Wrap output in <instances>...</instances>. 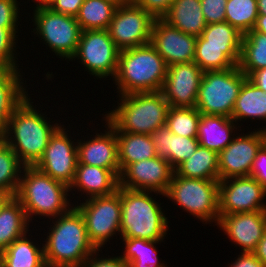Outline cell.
I'll return each instance as SVG.
<instances>
[{
  "mask_svg": "<svg viewBox=\"0 0 266 267\" xmlns=\"http://www.w3.org/2000/svg\"><path fill=\"white\" fill-rule=\"evenodd\" d=\"M29 95L15 108L3 134L4 142L12 148L20 162L24 166H35L51 136L62 124L55 122L56 119L51 121L46 112L37 109V105H33L34 98Z\"/></svg>",
  "mask_w": 266,
  "mask_h": 267,
  "instance_id": "1",
  "label": "cell"
},
{
  "mask_svg": "<svg viewBox=\"0 0 266 267\" xmlns=\"http://www.w3.org/2000/svg\"><path fill=\"white\" fill-rule=\"evenodd\" d=\"M51 220L53 224L43 239L46 266L80 267L96 250L89 240L82 214L73 206Z\"/></svg>",
  "mask_w": 266,
  "mask_h": 267,
  "instance_id": "2",
  "label": "cell"
},
{
  "mask_svg": "<svg viewBox=\"0 0 266 267\" xmlns=\"http://www.w3.org/2000/svg\"><path fill=\"white\" fill-rule=\"evenodd\" d=\"M69 186L43 173L35 166H24L15 198L23 206L28 221L48 217L54 219L74 206ZM69 196V197H68ZM39 216V217H37Z\"/></svg>",
  "mask_w": 266,
  "mask_h": 267,
  "instance_id": "3",
  "label": "cell"
},
{
  "mask_svg": "<svg viewBox=\"0 0 266 267\" xmlns=\"http://www.w3.org/2000/svg\"><path fill=\"white\" fill-rule=\"evenodd\" d=\"M118 106L104 115L115 132L151 135L157 128L166 125L170 105L161 91L137 92L118 95Z\"/></svg>",
  "mask_w": 266,
  "mask_h": 267,
  "instance_id": "4",
  "label": "cell"
},
{
  "mask_svg": "<svg viewBox=\"0 0 266 267\" xmlns=\"http://www.w3.org/2000/svg\"><path fill=\"white\" fill-rule=\"evenodd\" d=\"M167 67L151 43L120 50L118 68L113 79L117 94L161 91Z\"/></svg>",
  "mask_w": 266,
  "mask_h": 267,
  "instance_id": "5",
  "label": "cell"
},
{
  "mask_svg": "<svg viewBox=\"0 0 266 267\" xmlns=\"http://www.w3.org/2000/svg\"><path fill=\"white\" fill-rule=\"evenodd\" d=\"M152 192L121 187L120 238L153 241L167 238L170 221L163 210L164 206Z\"/></svg>",
  "mask_w": 266,
  "mask_h": 267,
  "instance_id": "6",
  "label": "cell"
},
{
  "mask_svg": "<svg viewBox=\"0 0 266 267\" xmlns=\"http://www.w3.org/2000/svg\"><path fill=\"white\" fill-rule=\"evenodd\" d=\"M164 197L203 224L219 220V180L184 178L174 172Z\"/></svg>",
  "mask_w": 266,
  "mask_h": 267,
  "instance_id": "7",
  "label": "cell"
},
{
  "mask_svg": "<svg viewBox=\"0 0 266 267\" xmlns=\"http://www.w3.org/2000/svg\"><path fill=\"white\" fill-rule=\"evenodd\" d=\"M246 78L238 66L226 70L204 71L196 108L201 114L231 118L236 99Z\"/></svg>",
  "mask_w": 266,
  "mask_h": 267,
  "instance_id": "8",
  "label": "cell"
},
{
  "mask_svg": "<svg viewBox=\"0 0 266 267\" xmlns=\"http://www.w3.org/2000/svg\"><path fill=\"white\" fill-rule=\"evenodd\" d=\"M32 32L43 42L53 55L70 61L74 56L82 34L74 16L53 12L48 7L34 8ZM41 38V39H40Z\"/></svg>",
  "mask_w": 266,
  "mask_h": 267,
  "instance_id": "9",
  "label": "cell"
},
{
  "mask_svg": "<svg viewBox=\"0 0 266 267\" xmlns=\"http://www.w3.org/2000/svg\"><path fill=\"white\" fill-rule=\"evenodd\" d=\"M78 202L74 206L82 214L89 240L96 249H104L115 236L117 239L121 225V187L112 194Z\"/></svg>",
  "mask_w": 266,
  "mask_h": 267,
  "instance_id": "10",
  "label": "cell"
},
{
  "mask_svg": "<svg viewBox=\"0 0 266 267\" xmlns=\"http://www.w3.org/2000/svg\"><path fill=\"white\" fill-rule=\"evenodd\" d=\"M120 49L110 38L108 30L82 31L77 50L70 61L77 59L85 71L96 79H114L119 60Z\"/></svg>",
  "mask_w": 266,
  "mask_h": 267,
  "instance_id": "11",
  "label": "cell"
},
{
  "mask_svg": "<svg viewBox=\"0 0 266 267\" xmlns=\"http://www.w3.org/2000/svg\"><path fill=\"white\" fill-rule=\"evenodd\" d=\"M154 21L149 12L131 2L117 7L107 30L115 45L124 50L150 43Z\"/></svg>",
  "mask_w": 266,
  "mask_h": 267,
  "instance_id": "12",
  "label": "cell"
},
{
  "mask_svg": "<svg viewBox=\"0 0 266 267\" xmlns=\"http://www.w3.org/2000/svg\"><path fill=\"white\" fill-rule=\"evenodd\" d=\"M64 126L61 125L51 136L43 156L35 167L70 186L78 164V152L76 139L73 140L71 131Z\"/></svg>",
  "mask_w": 266,
  "mask_h": 267,
  "instance_id": "13",
  "label": "cell"
},
{
  "mask_svg": "<svg viewBox=\"0 0 266 267\" xmlns=\"http://www.w3.org/2000/svg\"><path fill=\"white\" fill-rule=\"evenodd\" d=\"M265 198L266 189L254 177L219 181V215L266 211Z\"/></svg>",
  "mask_w": 266,
  "mask_h": 267,
  "instance_id": "14",
  "label": "cell"
},
{
  "mask_svg": "<svg viewBox=\"0 0 266 267\" xmlns=\"http://www.w3.org/2000/svg\"><path fill=\"white\" fill-rule=\"evenodd\" d=\"M174 168L159 156L129 164L119 176V187L131 190L153 191V194L165 196Z\"/></svg>",
  "mask_w": 266,
  "mask_h": 267,
  "instance_id": "15",
  "label": "cell"
},
{
  "mask_svg": "<svg viewBox=\"0 0 266 267\" xmlns=\"http://www.w3.org/2000/svg\"><path fill=\"white\" fill-rule=\"evenodd\" d=\"M248 133H237L232 142L218 154L219 181L250 176L255 157L264 145L260 129Z\"/></svg>",
  "mask_w": 266,
  "mask_h": 267,
  "instance_id": "16",
  "label": "cell"
},
{
  "mask_svg": "<svg viewBox=\"0 0 266 267\" xmlns=\"http://www.w3.org/2000/svg\"><path fill=\"white\" fill-rule=\"evenodd\" d=\"M203 71L195 62L167 67L161 93L171 107L196 108Z\"/></svg>",
  "mask_w": 266,
  "mask_h": 267,
  "instance_id": "17",
  "label": "cell"
},
{
  "mask_svg": "<svg viewBox=\"0 0 266 267\" xmlns=\"http://www.w3.org/2000/svg\"><path fill=\"white\" fill-rule=\"evenodd\" d=\"M196 40V36L180 31L162 18H156L153 22L150 43L167 66L194 62Z\"/></svg>",
  "mask_w": 266,
  "mask_h": 267,
  "instance_id": "18",
  "label": "cell"
},
{
  "mask_svg": "<svg viewBox=\"0 0 266 267\" xmlns=\"http://www.w3.org/2000/svg\"><path fill=\"white\" fill-rule=\"evenodd\" d=\"M215 225L241 252H253L266 231V211L220 215Z\"/></svg>",
  "mask_w": 266,
  "mask_h": 267,
  "instance_id": "19",
  "label": "cell"
},
{
  "mask_svg": "<svg viewBox=\"0 0 266 267\" xmlns=\"http://www.w3.org/2000/svg\"><path fill=\"white\" fill-rule=\"evenodd\" d=\"M105 123L103 127L106 129L103 130V133L102 131L98 133L95 129V133L90 136V139L87 138L85 141V136L76 140L78 163L109 169L120 176L116 132L107 121Z\"/></svg>",
  "mask_w": 266,
  "mask_h": 267,
  "instance_id": "20",
  "label": "cell"
},
{
  "mask_svg": "<svg viewBox=\"0 0 266 267\" xmlns=\"http://www.w3.org/2000/svg\"><path fill=\"white\" fill-rule=\"evenodd\" d=\"M118 187L119 176L114 171L98 166L78 163L69 190L74 197L75 194L73 191H75V189L77 194L81 192V194H79L80 196L76 198H82L85 195L82 199L85 200L95 196L112 194L118 190Z\"/></svg>",
  "mask_w": 266,
  "mask_h": 267,
  "instance_id": "21",
  "label": "cell"
},
{
  "mask_svg": "<svg viewBox=\"0 0 266 267\" xmlns=\"http://www.w3.org/2000/svg\"><path fill=\"white\" fill-rule=\"evenodd\" d=\"M241 126L242 123L241 125L237 124L232 118L223 115L201 114L197 128V140L200 146L219 154L232 142L234 136L237 135L235 133L242 131Z\"/></svg>",
  "mask_w": 266,
  "mask_h": 267,
  "instance_id": "22",
  "label": "cell"
},
{
  "mask_svg": "<svg viewBox=\"0 0 266 267\" xmlns=\"http://www.w3.org/2000/svg\"><path fill=\"white\" fill-rule=\"evenodd\" d=\"M157 156L166 159L174 170L186 161L197 149V137L173 134L166 125L157 128L151 135Z\"/></svg>",
  "mask_w": 266,
  "mask_h": 267,
  "instance_id": "23",
  "label": "cell"
},
{
  "mask_svg": "<svg viewBox=\"0 0 266 267\" xmlns=\"http://www.w3.org/2000/svg\"><path fill=\"white\" fill-rule=\"evenodd\" d=\"M21 70L0 69V133L5 132L15 108L29 94Z\"/></svg>",
  "mask_w": 266,
  "mask_h": 267,
  "instance_id": "24",
  "label": "cell"
},
{
  "mask_svg": "<svg viewBox=\"0 0 266 267\" xmlns=\"http://www.w3.org/2000/svg\"><path fill=\"white\" fill-rule=\"evenodd\" d=\"M162 19L180 31L196 37L201 36L207 26L200 0H173Z\"/></svg>",
  "mask_w": 266,
  "mask_h": 267,
  "instance_id": "25",
  "label": "cell"
},
{
  "mask_svg": "<svg viewBox=\"0 0 266 267\" xmlns=\"http://www.w3.org/2000/svg\"><path fill=\"white\" fill-rule=\"evenodd\" d=\"M231 118L237 124L245 122L246 119L266 122V92L246 78L236 99Z\"/></svg>",
  "mask_w": 266,
  "mask_h": 267,
  "instance_id": "26",
  "label": "cell"
},
{
  "mask_svg": "<svg viewBox=\"0 0 266 267\" xmlns=\"http://www.w3.org/2000/svg\"><path fill=\"white\" fill-rule=\"evenodd\" d=\"M14 240L1 252L4 267H47L44 258V246L29 238L31 234ZM39 245V246H38Z\"/></svg>",
  "mask_w": 266,
  "mask_h": 267,
  "instance_id": "27",
  "label": "cell"
},
{
  "mask_svg": "<svg viewBox=\"0 0 266 267\" xmlns=\"http://www.w3.org/2000/svg\"><path fill=\"white\" fill-rule=\"evenodd\" d=\"M118 161L122 172L129 164L157 156L151 136L129 132H116Z\"/></svg>",
  "mask_w": 266,
  "mask_h": 267,
  "instance_id": "28",
  "label": "cell"
},
{
  "mask_svg": "<svg viewBox=\"0 0 266 267\" xmlns=\"http://www.w3.org/2000/svg\"><path fill=\"white\" fill-rule=\"evenodd\" d=\"M30 222L21 203L13 197L0 214V252H3L14 240L25 235Z\"/></svg>",
  "mask_w": 266,
  "mask_h": 267,
  "instance_id": "29",
  "label": "cell"
},
{
  "mask_svg": "<svg viewBox=\"0 0 266 267\" xmlns=\"http://www.w3.org/2000/svg\"><path fill=\"white\" fill-rule=\"evenodd\" d=\"M175 173L184 178L219 180L218 153L199 145L196 151L175 169Z\"/></svg>",
  "mask_w": 266,
  "mask_h": 267,
  "instance_id": "30",
  "label": "cell"
},
{
  "mask_svg": "<svg viewBox=\"0 0 266 267\" xmlns=\"http://www.w3.org/2000/svg\"><path fill=\"white\" fill-rule=\"evenodd\" d=\"M124 243L125 248L121 257L129 267H168L161 263L158 256L157 244L163 241H153L138 238H119ZM156 245V246H155ZM123 254V255H122Z\"/></svg>",
  "mask_w": 266,
  "mask_h": 267,
  "instance_id": "31",
  "label": "cell"
},
{
  "mask_svg": "<svg viewBox=\"0 0 266 267\" xmlns=\"http://www.w3.org/2000/svg\"><path fill=\"white\" fill-rule=\"evenodd\" d=\"M117 7L109 0H84L75 18L82 31L107 30Z\"/></svg>",
  "mask_w": 266,
  "mask_h": 267,
  "instance_id": "32",
  "label": "cell"
},
{
  "mask_svg": "<svg viewBox=\"0 0 266 267\" xmlns=\"http://www.w3.org/2000/svg\"><path fill=\"white\" fill-rule=\"evenodd\" d=\"M238 67L247 77L266 68V35L253 29L243 35Z\"/></svg>",
  "mask_w": 266,
  "mask_h": 267,
  "instance_id": "33",
  "label": "cell"
},
{
  "mask_svg": "<svg viewBox=\"0 0 266 267\" xmlns=\"http://www.w3.org/2000/svg\"><path fill=\"white\" fill-rule=\"evenodd\" d=\"M242 39L243 34L228 22L213 23L197 37L196 47L241 48Z\"/></svg>",
  "mask_w": 266,
  "mask_h": 267,
  "instance_id": "34",
  "label": "cell"
},
{
  "mask_svg": "<svg viewBox=\"0 0 266 267\" xmlns=\"http://www.w3.org/2000/svg\"><path fill=\"white\" fill-rule=\"evenodd\" d=\"M241 48L196 47L194 62L204 71L226 70L239 64Z\"/></svg>",
  "mask_w": 266,
  "mask_h": 267,
  "instance_id": "35",
  "label": "cell"
},
{
  "mask_svg": "<svg viewBox=\"0 0 266 267\" xmlns=\"http://www.w3.org/2000/svg\"><path fill=\"white\" fill-rule=\"evenodd\" d=\"M24 165L5 142L0 145V192L15 197Z\"/></svg>",
  "mask_w": 266,
  "mask_h": 267,
  "instance_id": "36",
  "label": "cell"
},
{
  "mask_svg": "<svg viewBox=\"0 0 266 267\" xmlns=\"http://www.w3.org/2000/svg\"><path fill=\"white\" fill-rule=\"evenodd\" d=\"M258 17L257 0H228L225 21L243 35L251 31Z\"/></svg>",
  "mask_w": 266,
  "mask_h": 267,
  "instance_id": "37",
  "label": "cell"
},
{
  "mask_svg": "<svg viewBox=\"0 0 266 267\" xmlns=\"http://www.w3.org/2000/svg\"><path fill=\"white\" fill-rule=\"evenodd\" d=\"M201 113L197 108L169 107L166 126L175 135L197 137Z\"/></svg>",
  "mask_w": 266,
  "mask_h": 267,
  "instance_id": "38",
  "label": "cell"
},
{
  "mask_svg": "<svg viewBox=\"0 0 266 267\" xmlns=\"http://www.w3.org/2000/svg\"><path fill=\"white\" fill-rule=\"evenodd\" d=\"M18 33V28L0 27V69H20L18 63L20 61H17L19 54L16 52V49L19 48L16 45L19 38Z\"/></svg>",
  "mask_w": 266,
  "mask_h": 267,
  "instance_id": "39",
  "label": "cell"
},
{
  "mask_svg": "<svg viewBox=\"0 0 266 267\" xmlns=\"http://www.w3.org/2000/svg\"><path fill=\"white\" fill-rule=\"evenodd\" d=\"M18 0H0V27L18 28L20 19Z\"/></svg>",
  "mask_w": 266,
  "mask_h": 267,
  "instance_id": "40",
  "label": "cell"
},
{
  "mask_svg": "<svg viewBox=\"0 0 266 267\" xmlns=\"http://www.w3.org/2000/svg\"><path fill=\"white\" fill-rule=\"evenodd\" d=\"M206 24L225 22L226 4L228 0H200Z\"/></svg>",
  "mask_w": 266,
  "mask_h": 267,
  "instance_id": "41",
  "label": "cell"
},
{
  "mask_svg": "<svg viewBox=\"0 0 266 267\" xmlns=\"http://www.w3.org/2000/svg\"><path fill=\"white\" fill-rule=\"evenodd\" d=\"M99 252H101L102 255V249H96L80 267H129L128 263L122 259L121 255H115L114 257L102 255L101 257Z\"/></svg>",
  "mask_w": 266,
  "mask_h": 267,
  "instance_id": "42",
  "label": "cell"
},
{
  "mask_svg": "<svg viewBox=\"0 0 266 267\" xmlns=\"http://www.w3.org/2000/svg\"><path fill=\"white\" fill-rule=\"evenodd\" d=\"M172 2L173 0H137L135 3L156 19L163 18Z\"/></svg>",
  "mask_w": 266,
  "mask_h": 267,
  "instance_id": "43",
  "label": "cell"
},
{
  "mask_svg": "<svg viewBox=\"0 0 266 267\" xmlns=\"http://www.w3.org/2000/svg\"><path fill=\"white\" fill-rule=\"evenodd\" d=\"M250 176L254 177L266 189V146L258 151L253 162Z\"/></svg>",
  "mask_w": 266,
  "mask_h": 267,
  "instance_id": "44",
  "label": "cell"
},
{
  "mask_svg": "<svg viewBox=\"0 0 266 267\" xmlns=\"http://www.w3.org/2000/svg\"><path fill=\"white\" fill-rule=\"evenodd\" d=\"M83 2L84 0H53L48 8L56 13L76 17Z\"/></svg>",
  "mask_w": 266,
  "mask_h": 267,
  "instance_id": "45",
  "label": "cell"
},
{
  "mask_svg": "<svg viewBox=\"0 0 266 267\" xmlns=\"http://www.w3.org/2000/svg\"><path fill=\"white\" fill-rule=\"evenodd\" d=\"M235 258L229 267H265L253 252H240Z\"/></svg>",
  "mask_w": 266,
  "mask_h": 267,
  "instance_id": "46",
  "label": "cell"
},
{
  "mask_svg": "<svg viewBox=\"0 0 266 267\" xmlns=\"http://www.w3.org/2000/svg\"><path fill=\"white\" fill-rule=\"evenodd\" d=\"M247 78L261 90L266 92V68L253 71Z\"/></svg>",
  "mask_w": 266,
  "mask_h": 267,
  "instance_id": "47",
  "label": "cell"
},
{
  "mask_svg": "<svg viewBox=\"0 0 266 267\" xmlns=\"http://www.w3.org/2000/svg\"><path fill=\"white\" fill-rule=\"evenodd\" d=\"M253 253L266 267V231Z\"/></svg>",
  "mask_w": 266,
  "mask_h": 267,
  "instance_id": "48",
  "label": "cell"
},
{
  "mask_svg": "<svg viewBox=\"0 0 266 267\" xmlns=\"http://www.w3.org/2000/svg\"><path fill=\"white\" fill-rule=\"evenodd\" d=\"M253 30L266 35V15H258Z\"/></svg>",
  "mask_w": 266,
  "mask_h": 267,
  "instance_id": "49",
  "label": "cell"
},
{
  "mask_svg": "<svg viewBox=\"0 0 266 267\" xmlns=\"http://www.w3.org/2000/svg\"><path fill=\"white\" fill-rule=\"evenodd\" d=\"M14 196L4 192H0V214L3 207L13 198Z\"/></svg>",
  "mask_w": 266,
  "mask_h": 267,
  "instance_id": "50",
  "label": "cell"
},
{
  "mask_svg": "<svg viewBox=\"0 0 266 267\" xmlns=\"http://www.w3.org/2000/svg\"><path fill=\"white\" fill-rule=\"evenodd\" d=\"M53 0H31V2H33V6L32 8H38V7H48ZM37 2V3H36Z\"/></svg>",
  "mask_w": 266,
  "mask_h": 267,
  "instance_id": "51",
  "label": "cell"
},
{
  "mask_svg": "<svg viewBox=\"0 0 266 267\" xmlns=\"http://www.w3.org/2000/svg\"><path fill=\"white\" fill-rule=\"evenodd\" d=\"M258 15H266V0H257Z\"/></svg>",
  "mask_w": 266,
  "mask_h": 267,
  "instance_id": "52",
  "label": "cell"
},
{
  "mask_svg": "<svg viewBox=\"0 0 266 267\" xmlns=\"http://www.w3.org/2000/svg\"><path fill=\"white\" fill-rule=\"evenodd\" d=\"M109 1L114 2L118 6L131 3L129 0H109Z\"/></svg>",
  "mask_w": 266,
  "mask_h": 267,
  "instance_id": "53",
  "label": "cell"
},
{
  "mask_svg": "<svg viewBox=\"0 0 266 267\" xmlns=\"http://www.w3.org/2000/svg\"><path fill=\"white\" fill-rule=\"evenodd\" d=\"M261 130L262 132V135H263V139H264V145L266 146V127L265 126H262V128H258Z\"/></svg>",
  "mask_w": 266,
  "mask_h": 267,
  "instance_id": "54",
  "label": "cell"
},
{
  "mask_svg": "<svg viewBox=\"0 0 266 267\" xmlns=\"http://www.w3.org/2000/svg\"><path fill=\"white\" fill-rule=\"evenodd\" d=\"M4 142V134L0 133V145Z\"/></svg>",
  "mask_w": 266,
  "mask_h": 267,
  "instance_id": "55",
  "label": "cell"
},
{
  "mask_svg": "<svg viewBox=\"0 0 266 267\" xmlns=\"http://www.w3.org/2000/svg\"><path fill=\"white\" fill-rule=\"evenodd\" d=\"M0 267H4V262H3L1 252H0Z\"/></svg>",
  "mask_w": 266,
  "mask_h": 267,
  "instance_id": "56",
  "label": "cell"
}]
</instances>
